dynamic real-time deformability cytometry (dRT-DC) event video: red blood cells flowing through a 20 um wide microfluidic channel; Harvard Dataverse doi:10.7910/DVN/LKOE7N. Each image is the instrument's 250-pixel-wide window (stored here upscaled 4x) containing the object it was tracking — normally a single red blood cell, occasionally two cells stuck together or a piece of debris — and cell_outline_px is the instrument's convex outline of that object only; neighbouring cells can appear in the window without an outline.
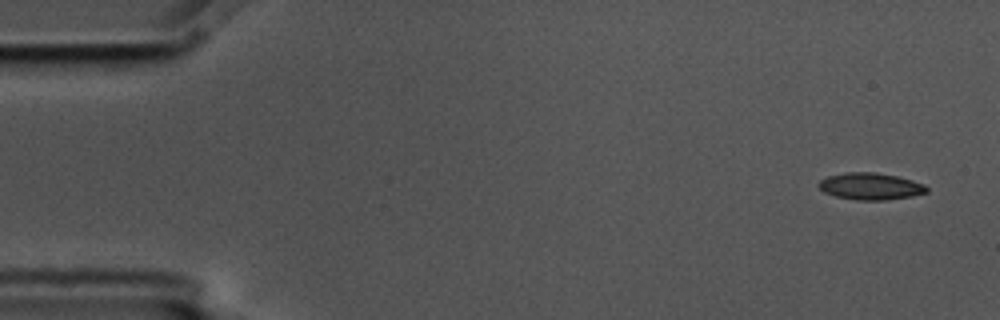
{"species": "common noctule bat (a hibernating species)", "species_latin": "Nyctalus noctula", "temperature_condition": "cold", "stored_images_in_passage": 5, "camera_frame_rate_fps": 3000, "um_per_image_px": 0.085, "animal": {"sex": "male", "body_mass_g": 17.5, "forearm_length_mm": 52.3}, "frame": {"image": 1, "passage_image": 1, "time_ms": 0.0, "image_size_px": [1000, 320], "cell_outline_px": [[928, 192], [912, 196], [884, 200], [856, 200], [836, 196], [824, 192], [816, 184], [820, 180], [828, 176], [848, 172], [876, 172], [896, 176], [912, 180], [924, 184], [928, 188]], "centroid_in_image_um": [73.99, 15.83], "position_along_channel_um": 11.0, "area_um2": 16.88}}
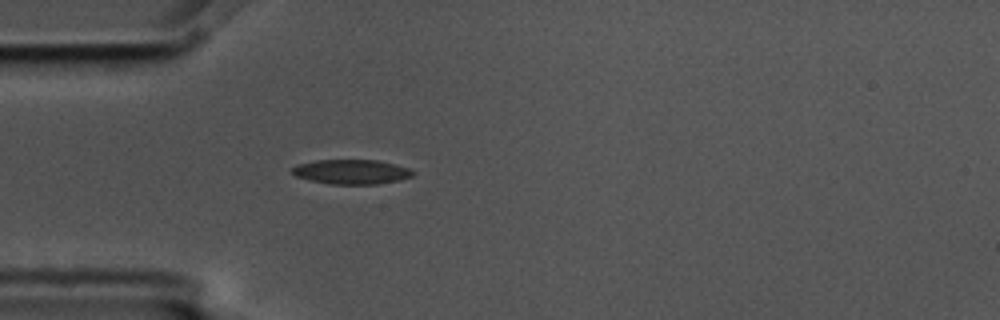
{"frame": {"image": 2, "passage_image": 5, "time_ms": 1.333, "image_size_px": [1000, 320], "cell_outline_px": [[416, 172], [412, 176], [400, 180], [376, 184], [328, 184], [308, 180], [296, 176], [288, 168], [296, 164], [316, 160], [376, 160], [412, 168]], "centroid_in_image_um": [29.85, 14.6], "position_along_channel_um": 55.1, "area_um2": 17.57}}